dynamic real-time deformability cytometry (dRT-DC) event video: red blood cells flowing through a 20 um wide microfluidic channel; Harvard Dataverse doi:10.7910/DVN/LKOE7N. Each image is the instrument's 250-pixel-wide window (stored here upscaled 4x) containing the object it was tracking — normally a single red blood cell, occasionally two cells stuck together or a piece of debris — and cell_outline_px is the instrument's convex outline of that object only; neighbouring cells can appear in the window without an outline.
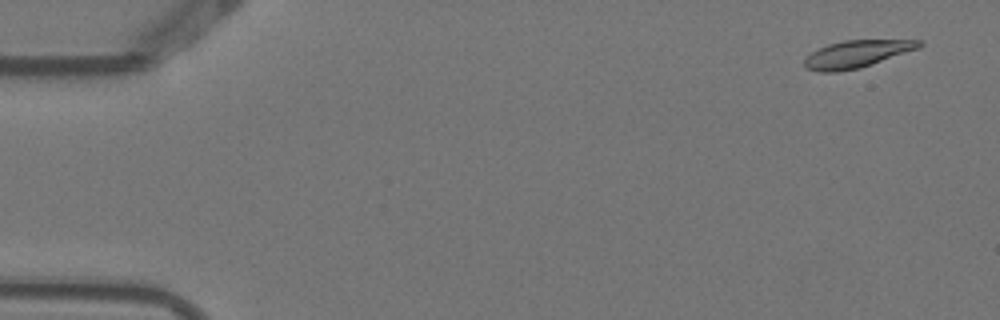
{"species": "Egyptian fruit bat (a non-hibernating species)", "species_latin": "Rousettus aegyptiacus", "temperature_condition": "warm", "stored_images_in_passage": 3, "camera_frame_rate_fps": 3000, "um_per_image_px": 0.085, "animal": {"sex": "female"}, "frame": {"image": 1, "passage_image": 1, "time_ms": 0.0, "image_size_px": [1000, 320], "cell_outline_px": [[924, 44], [920, 48], [860, 68], [836, 72], [820, 72], [804, 68], [804, 60], [812, 52], [828, 44], [844, 40], [924, 40]], "centroid_in_image_um": [72.85, 4.59], "position_along_channel_um": 12.2, "area_um2": 18.26}}
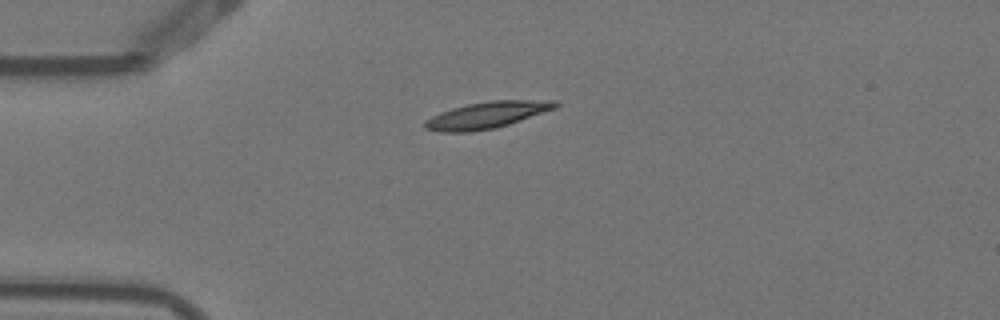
{"frame": {"image": 2, "passage_image": 3, "time_ms": 0.667, "image_size_px": [1000, 320], "cell_outline_px": [[560, 104], [556, 108], [496, 128], [472, 132], [440, 132], [424, 128], [424, 120], [440, 112], [452, 108], [468, 104], [492, 100], [556, 100]], "centroid_in_image_um": [41.37, 9.78], "position_along_channel_um": 43.6, "area_um2": 20.23}}